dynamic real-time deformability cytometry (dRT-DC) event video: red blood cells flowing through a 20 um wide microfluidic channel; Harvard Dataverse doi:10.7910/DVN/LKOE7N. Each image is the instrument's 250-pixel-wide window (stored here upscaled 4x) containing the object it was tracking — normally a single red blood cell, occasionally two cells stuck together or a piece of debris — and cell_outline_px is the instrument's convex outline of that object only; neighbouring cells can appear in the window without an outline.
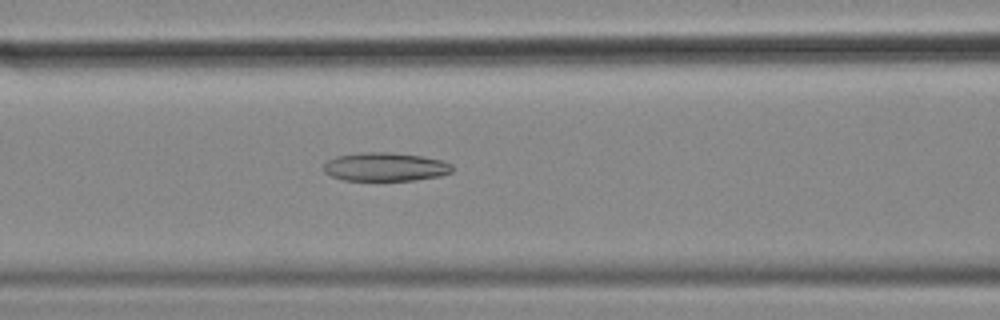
{"species": "common noctule bat (a hibernating species)", "species_latin": "Nyctalus noctula", "temperature_condition": "cold", "stored_images_in_passage": 46, "camera_frame_rate_fps": 3000, "um_per_image_px": 0.085, "animal": {"sex": "female", "body_mass_g": 18.4}, "frame": {"image": 1, "passage_image": 13, "time_ms": 4.0, "image_size_px": [1000, 320], "cell_outline_px": [[452, 172], [440, 176], [416, 180], [344, 180], [332, 176], [324, 172], [324, 164], [328, 160], [336, 156], [364, 152], [392, 152], [420, 156], [440, 160], [452, 164]], "centroid_in_image_um": [32.75, 14.18], "position_along_channel_um": 133.9, "area_um2": 21.33}}
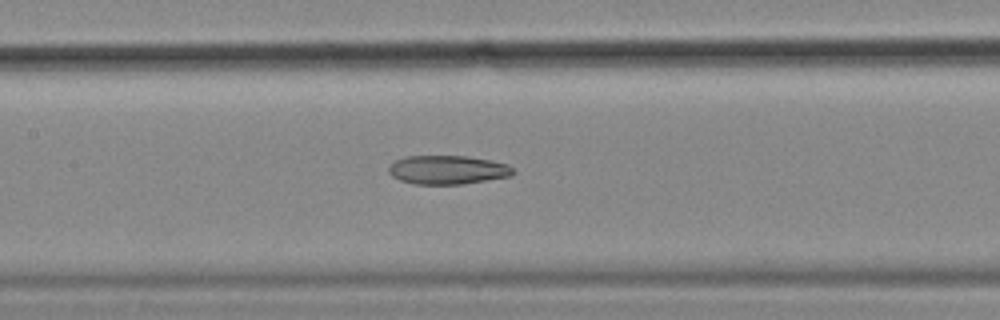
{"frame": {"image": 2, "passage_image": 16, "time_ms": 5.0, "image_size_px": [1000, 320], "cell_outline_px": [[516, 172], [512, 176], [464, 184], [412, 184], [400, 180], [392, 176], [388, 172], [388, 168], [396, 160], [408, 156], [468, 156], [492, 160], [508, 164]], "centroid_in_image_um": [38.08, 14.44], "position_along_channel_um": 169.3, "area_um2": 21.04}}
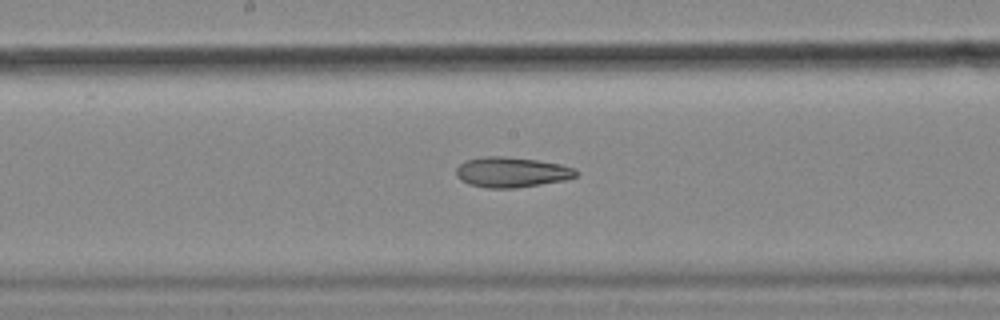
{"frame": {"image": 3, "passage_image": 19, "time_ms": 6.0, "image_size_px": [1000, 320], "cell_outline_px": [[576, 176], [564, 180], [516, 188], [488, 188], [468, 184], [460, 180], [456, 176], [456, 168], [464, 160], [480, 156], [504, 156], [536, 160], [560, 164], [576, 168]], "centroid_in_image_um": [43.43, 14.63], "position_along_channel_um": 204.8, "area_um2": 21.21}, "authors_computed_cell_mechanics": {"area_um2": 22.2241, "velocity_mm_per_s": 3.5524, "shape_relaxation_time_tau1_ms": null, "shape_relaxation_time_tau2_ms": 6.9679, "deformation_change_tau1": null, "deformation_change_tau2": 0.1746}}